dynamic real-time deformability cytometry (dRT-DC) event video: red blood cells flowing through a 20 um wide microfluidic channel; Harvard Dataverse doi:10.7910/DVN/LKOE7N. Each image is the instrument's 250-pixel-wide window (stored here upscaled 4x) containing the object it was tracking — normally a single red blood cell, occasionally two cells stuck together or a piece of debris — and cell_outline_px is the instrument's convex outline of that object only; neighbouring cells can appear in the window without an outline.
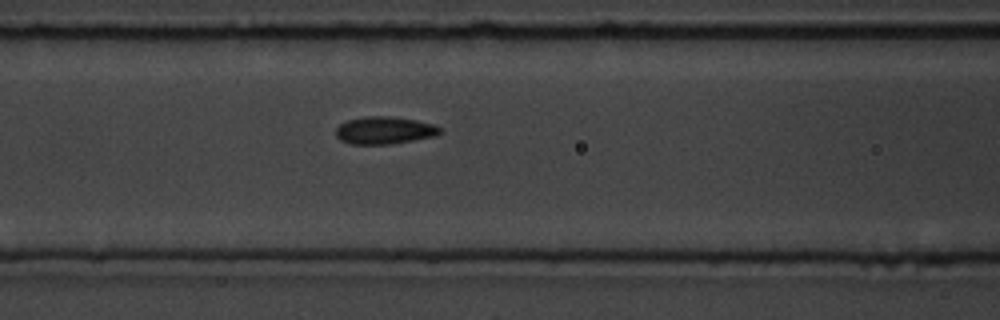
{"species": "common noctule bat (a hibernating species)", "species_latin": "Nyctalus noctula", "temperature_condition": "room temperature", "stored_images_in_passage": 7, "segment_of_instrument_passage": [2, 2], "camera_frame_rate_fps": 3000, "um_per_image_px": 0.085, "animal": {"sex": "male", "body_mass_g": 19.5, "forearm_length_mm": 54.6}, "frame": {"image": 1, "passage_image": 7, "time_ms": 7.0, "image_size_px": [1000, 320], "cell_outline_px": [[440, 132], [436, 136], [388, 144], [352, 144], [340, 140], [336, 136], [336, 128], [340, 124], [348, 120], [364, 116], [392, 116], [416, 120], [436, 124], [440, 128]], "centroid_in_image_um": [32.67, 11.07], "position_along_channel_um": 133.9, "area_um2": 16.65}}